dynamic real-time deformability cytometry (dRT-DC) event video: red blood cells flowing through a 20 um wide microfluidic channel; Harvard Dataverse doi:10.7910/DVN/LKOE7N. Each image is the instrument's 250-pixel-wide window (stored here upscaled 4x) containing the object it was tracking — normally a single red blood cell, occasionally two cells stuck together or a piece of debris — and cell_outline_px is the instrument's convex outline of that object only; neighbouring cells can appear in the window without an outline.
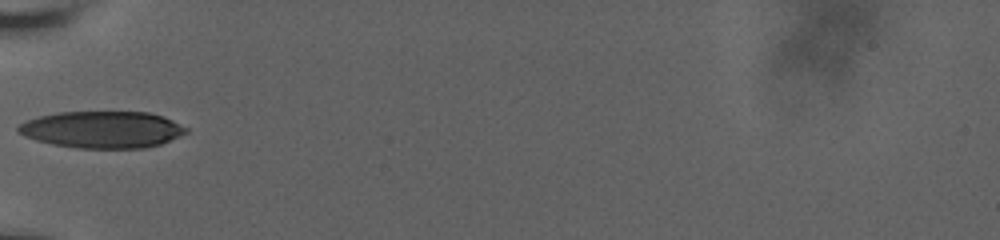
{"species": "human", "species_latin": "Homo sapiens", "temperature_condition": "room temperature", "stored_images_in_passage": 56, "camera_frame_rate_fps": 3000, "um_per_image_px": 0.085, "donor": {"sex": "male"}, "frame": {"image": 1, "passage_image": 1, "time_ms": 0.0, "image_size_px": [1000, 240], "cell_outline_px": [[188, 132], [160, 144], [144, 148], [80, 148], [52, 144], [36, 140], [24, 136], [16, 132], [16, 128], [20, 124], [28, 120], [40, 116], [60, 112], [148, 112], [164, 116], [188, 128]], "centroid_in_image_um": [8.69, 11.01], "position_along_channel_um": 76.3, "area_um2": 35.95}}
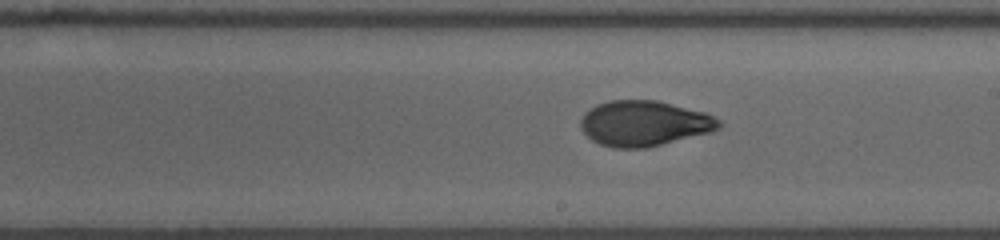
{"frame": {"image": 2, "passage_image": 18, "time_ms": 4.333, "image_size_px": [1000, 240], "cell_outline_px": [[724, 124], [720, 128], [708, 132], [644, 148], [612, 148], [600, 144], [592, 140], [580, 128], [580, 120], [584, 112], [596, 104], [608, 100], [656, 100], [704, 112], [720, 120]], "centroid_in_image_um": [54.7, 10.47], "position_along_channel_um": 234.3, "area_um2": 36.41}}
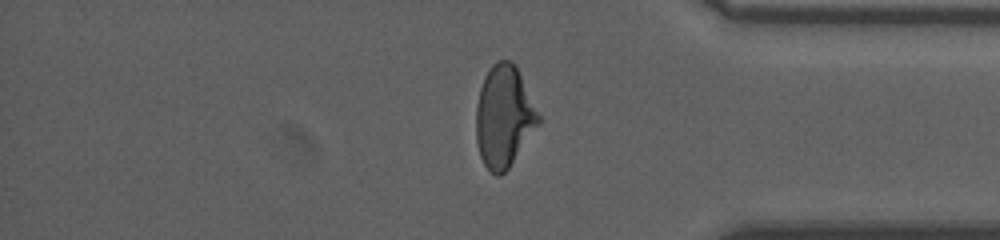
{"frame": {"image": 3, "passage_image": 39, "time_ms": 9.0, "image_size_px": [1000, 240], "cell_outline_px": [[540, 124], [508, 168], [500, 176], [496, 176], [484, 164], [480, 156], [476, 140], [476, 104], [480, 88], [484, 76], [488, 68], [496, 60], [512, 60], [516, 64], [540, 116]], "centroid_in_image_um": [42.83, 9.87], "position_along_channel_um": 392.4, "area_um2": 37.17}, "authors_computed_cell_mechanics": {"area_um2": 36.2695, "velocity_mm_per_s": 3.6506, "shape_relaxation_time_tau1_ms": 6.7016, "shape_relaxation_time_tau2_ms": 1.5313, "deformation_change_tau1": 0.2024, "deformation_change_tau2": 0.0594}}